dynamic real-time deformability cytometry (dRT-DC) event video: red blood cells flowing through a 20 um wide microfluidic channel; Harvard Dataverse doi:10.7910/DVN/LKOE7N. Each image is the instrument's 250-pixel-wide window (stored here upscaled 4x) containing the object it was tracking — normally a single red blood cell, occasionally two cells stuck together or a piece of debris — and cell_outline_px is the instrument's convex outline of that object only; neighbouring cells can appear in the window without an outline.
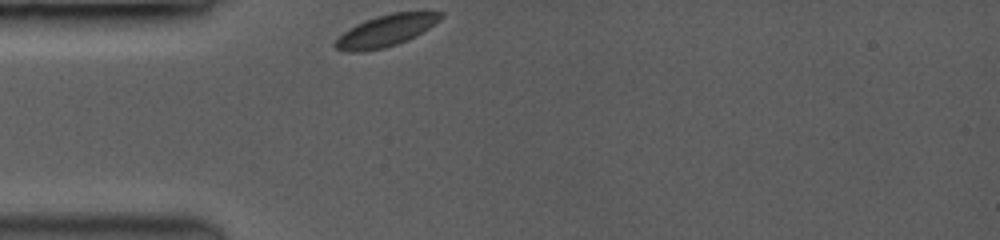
{"species": "common noctule bat (a hibernating species)", "species_latin": "Nyctalus noctula", "temperature_condition": "room temperature", "stored_images_in_passage": 40, "camera_frame_rate_fps": 3500, "um_per_image_px": 0.085, "animal": {"sex": "female", "body_mass_g": 19.0, "forearm_length_mm": 53.3}, "frame": {"image": 1, "passage_image": 1, "time_ms": 0.0, "image_size_px": [1000, 240], "cell_outline_px": [[444, 16], [440, 20], [428, 28], [408, 40], [384, 48], [360, 52], [348, 52], [336, 48], [332, 44], [348, 28], [356, 24], [376, 16], [392, 12], [444, 12]], "centroid_in_image_um": [32.78, 2.61], "position_along_channel_um": 52.2, "area_um2": 19.31}}
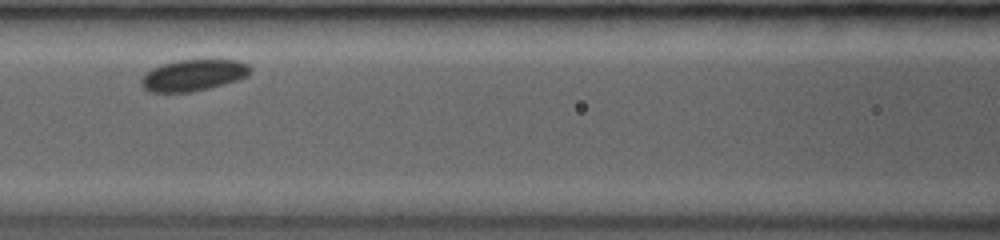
{"frame": {"image": 2, "passage_image": 14, "time_ms": 2.857, "image_size_px": [1000, 240], "cell_outline_px": [[252, 72], [248, 76], [240, 80], [208, 88], [188, 92], [152, 92], [144, 88], [140, 84], [140, 80], [152, 68], [176, 60], [240, 60], [248, 64], [252, 68]], "centroid_in_image_um": [16.5, 6.39], "position_along_channel_um": 150.1, "area_um2": 19.94}}
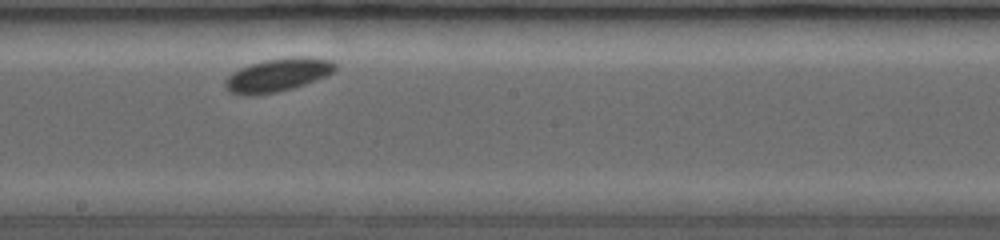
{"frame": {"image": 3, "passage_image": 24, "time_ms": 4.857, "image_size_px": [1000, 240], "cell_outline_px": [[336, 68], [332, 72], [324, 76], [304, 84], [292, 88], [272, 92], [232, 92], [224, 84], [224, 80], [232, 72], [240, 68], [264, 60], [292, 56], [304, 56], [332, 60], [336, 64]], "centroid_in_image_um": [23.67, 6.3], "position_along_channel_um": 224.5, "area_um2": 20.35}}